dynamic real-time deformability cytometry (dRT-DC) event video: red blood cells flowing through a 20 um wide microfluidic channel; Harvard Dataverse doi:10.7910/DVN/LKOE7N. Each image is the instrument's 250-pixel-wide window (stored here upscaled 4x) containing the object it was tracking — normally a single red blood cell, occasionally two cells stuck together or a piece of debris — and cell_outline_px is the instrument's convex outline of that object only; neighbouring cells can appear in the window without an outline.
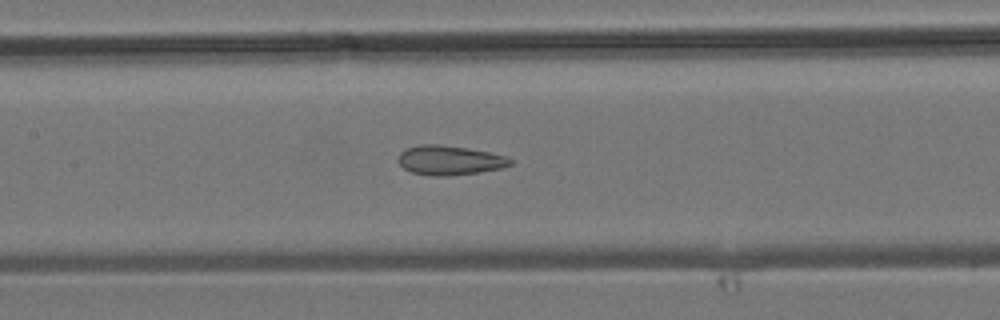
{"species": "common noctule bat (a hibernating species)", "species_latin": "Nyctalus noctula", "temperature_condition": "room temperature", "stored_images_in_passage": 7, "camera_frame_rate_fps": 3000, "um_per_image_px": 0.085, "animal": {"sex": "male", "body_mass_g": 19.2, "forearm_length_mm": 51.8}, "frame": {"image": 1, "passage_image": 7, "time_ms": 8.0, "image_size_px": [1000, 320], "cell_outline_px": [[512, 164], [500, 168], [476, 172], [444, 176], [432, 176], [412, 172], [404, 168], [396, 160], [400, 152], [408, 148], [420, 144], [440, 144], [468, 148], [488, 152], [504, 156], [512, 160]], "centroid_in_image_um": [38.16, 13.61], "position_along_channel_um": 169.2, "area_um2": 19.02}}